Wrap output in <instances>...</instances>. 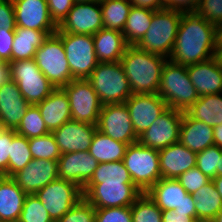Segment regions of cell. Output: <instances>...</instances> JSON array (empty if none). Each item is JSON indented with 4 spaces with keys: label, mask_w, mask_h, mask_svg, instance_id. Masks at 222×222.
<instances>
[{
    "label": "cell",
    "mask_w": 222,
    "mask_h": 222,
    "mask_svg": "<svg viewBox=\"0 0 222 222\" xmlns=\"http://www.w3.org/2000/svg\"><path fill=\"white\" fill-rule=\"evenodd\" d=\"M216 39V25L195 11L183 12L169 60L185 66L209 60L214 57Z\"/></svg>",
    "instance_id": "1"
},
{
    "label": "cell",
    "mask_w": 222,
    "mask_h": 222,
    "mask_svg": "<svg viewBox=\"0 0 222 222\" xmlns=\"http://www.w3.org/2000/svg\"><path fill=\"white\" fill-rule=\"evenodd\" d=\"M168 58L128 45L120 62L132 94L157 93L162 69Z\"/></svg>",
    "instance_id": "2"
},
{
    "label": "cell",
    "mask_w": 222,
    "mask_h": 222,
    "mask_svg": "<svg viewBox=\"0 0 222 222\" xmlns=\"http://www.w3.org/2000/svg\"><path fill=\"white\" fill-rule=\"evenodd\" d=\"M157 94L167 103L168 108L186 112L199 95L192 84L187 66L166 61L160 78Z\"/></svg>",
    "instance_id": "3"
},
{
    "label": "cell",
    "mask_w": 222,
    "mask_h": 222,
    "mask_svg": "<svg viewBox=\"0 0 222 222\" xmlns=\"http://www.w3.org/2000/svg\"><path fill=\"white\" fill-rule=\"evenodd\" d=\"M183 11L176 9L154 10L150 27L136 46L146 52L169 59Z\"/></svg>",
    "instance_id": "4"
},
{
    "label": "cell",
    "mask_w": 222,
    "mask_h": 222,
    "mask_svg": "<svg viewBox=\"0 0 222 222\" xmlns=\"http://www.w3.org/2000/svg\"><path fill=\"white\" fill-rule=\"evenodd\" d=\"M102 105L125 103L132 95L121 62L98 63L87 78Z\"/></svg>",
    "instance_id": "5"
},
{
    "label": "cell",
    "mask_w": 222,
    "mask_h": 222,
    "mask_svg": "<svg viewBox=\"0 0 222 222\" xmlns=\"http://www.w3.org/2000/svg\"><path fill=\"white\" fill-rule=\"evenodd\" d=\"M123 162L136 187L146 193L161 178L159 151L139 141L129 144Z\"/></svg>",
    "instance_id": "6"
},
{
    "label": "cell",
    "mask_w": 222,
    "mask_h": 222,
    "mask_svg": "<svg viewBox=\"0 0 222 222\" xmlns=\"http://www.w3.org/2000/svg\"><path fill=\"white\" fill-rule=\"evenodd\" d=\"M10 79L18 85L30 105H36L48 97L56 87L46 78L34 59L9 63Z\"/></svg>",
    "instance_id": "7"
},
{
    "label": "cell",
    "mask_w": 222,
    "mask_h": 222,
    "mask_svg": "<svg viewBox=\"0 0 222 222\" xmlns=\"http://www.w3.org/2000/svg\"><path fill=\"white\" fill-rule=\"evenodd\" d=\"M34 60L56 88H62L73 80L62 40L55 33L44 40L37 49Z\"/></svg>",
    "instance_id": "8"
},
{
    "label": "cell",
    "mask_w": 222,
    "mask_h": 222,
    "mask_svg": "<svg viewBox=\"0 0 222 222\" xmlns=\"http://www.w3.org/2000/svg\"><path fill=\"white\" fill-rule=\"evenodd\" d=\"M66 52L72 79H87L99 63L93 35L56 32Z\"/></svg>",
    "instance_id": "9"
},
{
    "label": "cell",
    "mask_w": 222,
    "mask_h": 222,
    "mask_svg": "<svg viewBox=\"0 0 222 222\" xmlns=\"http://www.w3.org/2000/svg\"><path fill=\"white\" fill-rule=\"evenodd\" d=\"M55 222L82 198V188L72 181L57 178L35 193Z\"/></svg>",
    "instance_id": "10"
},
{
    "label": "cell",
    "mask_w": 222,
    "mask_h": 222,
    "mask_svg": "<svg viewBox=\"0 0 222 222\" xmlns=\"http://www.w3.org/2000/svg\"><path fill=\"white\" fill-rule=\"evenodd\" d=\"M67 94L72 120L97 125L102 104L87 79H73L62 87Z\"/></svg>",
    "instance_id": "11"
},
{
    "label": "cell",
    "mask_w": 222,
    "mask_h": 222,
    "mask_svg": "<svg viewBox=\"0 0 222 222\" xmlns=\"http://www.w3.org/2000/svg\"><path fill=\"white\" fill-rule=\"evenodd\" d=\"M82 192L94 208L132 206L142 194L135 184L121 183L86 184Z\"/></svg>",
    "instance_id": "12"
},
{
    "label": "cell",
    "mask_w": 222,
    "mask_h": 222,
    "mask_svg": "<svg viewBox=\"0 0 222 222\" xmlns=\"http://www.w3.org/2000/svg\"><path fill=\"white\" fill-rule=\"evenodd\" d=\"M97 130L116 141L132 144L138 141L125 103L102 105Z\"/></svg>",
    "instance_id": "13"
},
{
    "label": "cell",
    "mask_w": 222,
    "mask_h": 222,
    "mask_svg": "<svg viewBox=\"0 0 222 222\" xmlns=\"http://www.w3.org/2000/svg\"><path fill=\"white\" fill-rule=\"evenodd\" d=\"M183 112L168 108L151 126L139 136L145 147L160 150L179 142Z\"/></svg>",
    "instance_id": "14"
},
{
    "label": "cell",
    "mask_w": 222,
    "mask_h": 222,
    "mask_svg": "<svg viewBox=\"0 0 222 222\" xmlns=\"http://www.w3.org/2000/svg\"><path fill=\"white\" fill-rule=\"evenodd\" d=\"M125 104L138 137L168 109L167 103L157 93L132 94Z\"/></svg>",
    "instance_id": "15"
},
{
    "label": "cell",
    "mask_w": 222,
    "mask_h": 222,
    "mask_svg": "<svg viewBox=\"0 0 222 222\" xmlns=\"http://www.w3.org/2000/svg\"><path fill=\"white\" fill-rule=\"evenodd\" d=\"M102 28L100 2H75L57 32L94 35Z\"/></svg>",
    "instance_id": "16"
},
{
    "label": "cell",
    "mask_w": 222,
    "mask_h": 222,
    "mask_svg": "<svg viewBox=\"0 0 222 222\" xmlns=\"http://www.w3.org/2000/svg\"><path fill=\"white\" fill-rule=\"evenodd\" d=\"M12 178L26 194H35L51 181L59 178L58 161L32 159L25 168L15 173Z\"/></svg>",
    "instance_id": "17"
},
{
    "label": "cell",
    "mask_w": 222,
    "mask_h": 222,
    "mask_svg": "<svg viewBox=\"0 0 222 222\" xmlns=\"http://www.w3.org/2000/svg\"><path fill=\"white\" fill-rule=\"evenodd\" d=\"M96 130V125L71 119L51 133L61 154H64L88 151Z\"/></svg>",
    "instance_id": "18"
},
{
    "label": "cell",
    "mask_w": 222,
    "mask_h": 222,
    "mask_svg": "<svg viewBox=\"0 0 222 222\" xmlns=\"http://www.w3.org/2000/svg\"><path fill=\"white\" fill-rule=\"evenodd\" d=\"M98 165L99 162L88 151L64 153L58 159V176L83 189Z\"/></svg>",
    "instance_id": "19"
},
{
    "label": "cell",
    "mask_w": 222,
    "mask_h": 222,
    "mask_svg": "<svg viewBox=\"0 0 222 222\" xmlns=\"http://www.w3.org/2000/svg\"><path fill=\"white\" fill-rule=\"evenodd\" d=\"M16 27L39 31H57L46 0H14Z\"/></svg>",
    "instance_id": "20"
},
{
    "label": "cell",
    "mask_w": 222,
    "mask_h": 222,
    "mask_svg": "<svg viewBox=\"0 0 222 222\" xmlns=\"http://www.w3.org/2000/svg\"><path fill=\"white\" fill-rule=\"evenodd\" d=\"M29 107L15 81L9 80L0 87V113L5 129L16 130Z\"/></svg>",
    "instance_id": "21"
},
{
    "label": "cell",
    "mask_w": 222,
    "mask_h": 222,
    "mask_svg": "<svg viewBox=\"0 0 222 222\" xmlns=\"http://www.w3.org/2000/svg\"><path fill=\"white\" fill-rule=\"evenodd\" d=\"M158 151L162 178L177 179L181 174L196 167L197 153L192 152L180 142Z\"/></svg>",
    "instance_id": "22"
},
{
    "label": "cell",
    "mask_w": 222,
    "mask_h": 222,
    "mask_svg": "<svg viewBox=\"0 0 222 222\" xmlns=\"http://www.w3.org/2000/svg\"><path fill=\"white\" fill-rule=\"evenodd\" d=\"M187 71L199 97L222 93V69L214 57L188 65Z\"/></svg>",
    "instance_id": "23"
},
{
    "label": "cell",
    "mask_w": 222,
    "mask_h": 222,
    "mask_svg": "<svg viewBox=\"0 0 222 222\" xmlns=\"http://www.w3.org/2000/svg\"><path fill=\"white\" fill-rule=\"evenodd\" d=\"M179 142L192 152H202L207 147L214 145L213 127L192 118L187 112H183Z\"/></svg>",
    "instance_id": "24"
},
{
    "label": "cell",
    "mask_w": 222,
    "mask_h": 222,
    "mask_svg": "<svg viewBox=\"0 0 222 222\" xmlns=\"http://www.w3.org/2000/svg\"><path fill=\"white\" fill-rule=\"evenodd\" d=\"M36 106L50 132L72 119L69 99L62 88H56Z\"/></svg>",
    "instance_id": "25"
},
{
    "label": "cell",
    "mask_w": 222,
    "mask_h": 222,
    "mask_svg": "<svg viewBox=\"0 0 222 222\" xmlns=\"http://www.w3.org/2000/svg\"><path fill=\"white\" fill-rule=\"evenodd\" d=\"M26 195L12 177L0 176V219L2 222H18Z\"/></svg>",
    "instance_id": "26"
},
{
    "label": "cell",
    "mask_w": 222,
    "mask_h": 222,
    "mask_svg": "<svg viewBox=\"0 0 222 222\" xmlns=\"http://www.w3.org/2000/svg\"><path fill=\"white\" fill-rule=\"evenodd\" d=\"M93 41L99 63L119 62L128 47L122 32L107 28L94 34Z\"/></svg>",
    "instance_id": "27"
},
{
    "label": "cell",
    "mask_w": 222,
    "mask_h": 222,
    "mask_svg": "<svg viewBox=\"0 0 222 222\" xmlns=\"http://www.w3.org/2000/svg\"><path fill=\"white\" fill-rule=\"evenodd\" d=\"M56 32L16 27L12 46V61L34 59L37 49L44 40Z\"/></svg>",
    "instance_id": "28"
},
{
    "label": "cell",
    "mask_w": 222,
    "mask_h": 222,
    "mask_svg": "<svg viewBox=\"0 0 222 222\" xmlns=\"http://www.w3.org/2000/svg\"><path fill=\"white\" fill-rule=\"evenodd\" d=\"M146 194L164 211L179 207L187 192L177 179L161 178Z\"/></svg>",
    "instance_id": "29"
},
{
    "label": "cell",
    "mask_w": 222,
    "mask_h": 222,
    "mask_svg": "<svg viewBox=\"0 0 222 222\" xmlns=\"http://www.w3.org/2000/svg\"><path fill=\"white\" fill-rule=\"evenodd\" d=\"M192 196L195 201L194 206L198 222H211L222 210V198L212 180L198 189Z\"/></svg>",
    "instance_id": "30"
},
{
    "label": "cell",
    "mask_w": 222,
    "mask_h": 222,
    "mask_svg": "<svg viewBox=\"0 0 222 222\" xmlns=\"http://www.w3.org/2000/svg\"><path fill=\"white\" fill-rule=\"evenodd\" d=\"M128 146L129 144L116 141L96 130L88 152L99 163L115 162L123 160Z\"/></svg>",
    "instance_id": "31"
},
{
    "label": "cell",
    "mask_w": 222,
    "mask_h": 222,
    "mask_svg": "<svg viewBox=\"0 0 222 222\" xmlns=\"http://www.w3.org/2000/svg\"><path fill=\"white\" fill-rule=\"evenodd\" d=\"M192 118L212 127L222 123V93L203 95L186 111Z\"/></svg>",
    "instance_id": "32"
},
{
    "label": "cell",
    "mask_w": 222,
    "mask_h": 222,
    "mask_svg": "<svg viewBox=\"0 0 222 222\" xmlns=\"http://www.w3.org/2000/svg\"><path fill=\"white\" fill-rule=\"evenodd\" d=\"M153 14V10L132 5L122 32L128 45H136L143 38Z\"/></svg>",
    "instance_id": "33"
},
{
    "label": "cell",
    "mask_w": 222,
    "mask_h": 222,
    "mask_svg": "<svg viewBox=\"0 0 222 222\" xmlns=\"http://www.w3.org/2000/svg\"><path fill=\"white\" fill-rule=\"evenodd\" d=\"M131 7L129 0H100L103 28L123 32Z\"/></svg>",
    "instance_id": "34"
},
{
    "label": "cell",
    "mask_w": 222,
    "mask_h": 222,
    "mask_svg": "<svg viewBox=\"0 0 222 222\" xmlns=\"http://www.w3.org/2000/svg\"><path fill=\"white\" fill-rule=\"evenodd\" d=\"M101 183L134 184L123 160L99 163L87 184Z\"/></svg>",
    "instance_id": "35"
},
{
    "label": "cell",
    "mask_w": 222,
    "mask_h": 222,
    "mask_svg": "<svg viewBox=\"0 0 222 222\" xmlns=\"http://www.w3.org/2000/svg\"><path fill=\"white\" fill-rule=\"evenodd\" d=\"M28 138L18 135L12 130V144L8 160V177L25 168L32 160Z\"/></svg>",
    "instance_id": "36"
},
{
    "label": "cell",
    "mask_w": 222,
    "mask_h": 222,
    "mask_svg": "<svg viewBox=\"0 0 222 222\" xmlns=\"http://www.w3.org/2000/svg\"><path fill=\"white\" fill-rule=\"evenodd\" d=\"M15 132L28 139L50 133L36 105H30Z\"/></svg>",
    "instance_id": "37"
},
{
    "label": "cell",
    "mask_w": 222,
    "mask_h": 222,
    "mask_svg": "<svg viewBox=\"0 0 222 222\" xmlns=\"http://www.w3.org/2000/svg\"><path fill=\"white\" fill-rule=\"evenodd\" d=\"M131 212L132 222H163L162 210L146 193L135 200Z\"/></svg>",
    "instance_id": "38"
},
{
    "label": "cell",
    "mask_w": 222,
    "mask_h": 222,
    "mask_svg": "<svg viewBox=\"0 0 222 222\" xmlns=\"http://www.w3.org/2000/svg\"><path fill=\"white\" fill-rule=\"evenodd\" d=\"M28 141L33 159L58 161L61 156L59 147L51 132L40 137L30 138Z\"/></svg>",
    "instance_id": "39"
},
{
    "label": "cell",
    "mask_w": 222,
    "mask_h": 222,
    "mask_svg": "<svg viewBox=\"0 0 222 222\" xmlns=\"http://www.w3.org/2000/svg\"><path fill=\"white\" fill-rule=\"evenodd\" d=\"M18 222H54L35 194H27Z\"/></svg>",
    "instance_id": "40"
},
{
    "label": "cell",
    "mask_w": 222,
    "mask_h": 222,
    "mask_svg": "<svg viewBox=\"0 0 222 222\" xmlns=\"http://www.w3.org/2000/svg\"><path fill=\"white\" fill-rule=\"evenodd\" d=\"M221 154L222 149L217 145L207 147L202 152L197 153L196 167L212 180L217 176Z\"/></svg>",
    "instance_id": "41"
},
{
    "label": "cell",
    "mask_w": 222,
    "mask_h": 222,
    "mask_svg": "<svg viewBox=\"0 0 222 222\" xmlns=\"http://www.w3.org/2000/svg\"><path fill=\"white\" fill-rule=\"evenodd\" d=\"M55 222H95V208L82 198Z\"/></svg>",
    "instance_id": "42"
},
{
    "label": "cell",
    "mask_w": 222,
    "mask_h": 222,
    "mask_svg": "<svg viewBox=\"0 0 222 222\" xmlns=\"http://www.w3.org/2000/svg\"><path fill=\"white\" fill-rule=\"evenodd\" d=\"M194 11L216 26L222 23V0H195Z\"/></svg>",
    "instance_id": "43"
},
{
    "label": "cell",
    "mask_w": 222,
    "mask_h": 222,
    "mask_svg": "<svg viewBox=\"0 0 222 222\" xmlns=\"http://www.w3.org/2000/svg\"><path fill=\"white\" fill-rule=\"evenodd\" d=\"M95 222H132L131 206L95 208Z\"/></svg>",
    "instance_id": "44"
},
{
    "label": "cell",
    "mask_w": 222,
    "mask_h": 222,
    "mask_svg": "<svg viewBox=\"0 0 222 222\" xmlns=\"http://www.w3.org/2000/svg\"><path fill=\"white\" fill-rule=\"evenodd\" d=\"M177 180L189 194H194L198 189L211 181V179L204 175L197 167H193L181 174Z\"/></svg>",
    "instance_id": "45"
},
{
    "label": "cell",
    "mask_w": 222,
    "mask_h": 222,
    "mask_svg": "<svg viewBox=\"0 0 222 222\" xmlns=\"http://www.w3.org/2000/svg\"><path fill=\"white\" fill-rule=\"evenodd\" d=\"M51 20L58 27L66 18L75 0H46Z\"/></svg>",
    "instance_id": "46"
},
{
    "label": "cell",
    "mask_w": 222,
    "mask_h": 222,
    "mask_svg": "<svg viewBox=\"0 0 222 222\" xmlns=\"http://www.w3.org/2000/svg\"><path fill=\"white\" fill-rule=\"evenodd\" d=\"M11 144L12 130L5 129L0 135V176L8 177V160Z\"/></svg>",
    "instance_id": "47"
},
{
    "label": "cell",
    "mask_w": 222,
    "mask_h": 222,
    "mask_svg": "<svg viewBox=\"0 0 222 222\" xmlns=\"http://www.w3.org/2000/svg\"><path fill=\"white\" fill-rule=\"evenodd\" d=\"M0 28L16 29L14 5L11 0H0Z\"/></svg>",
    "instance_id": "48"
},
{
    "label": "cell",
    "mask_w": 222,
    "mask_h": 222,
    "mask_svg": "<svg viewBox=\"0 0 222 222\" xmlns=\"http://www.w3.org/2000/svg\"><path fill=\"white\" fill-rule=\"evenodd\" d=\"M15 30L0 28V56L8 63L12 62V46Z\"/></svg>",
    "instance_id": "49"
},
{
    "label": "cell",
    "mask_w": 222,
    "mask_h": 222,
    "mask_svg": "<svg viewBox=\"0 0 222 222\" xmlns=\"http://www.w3.org/2000/svg\"><path fill=\"white\" fill-rule=\"evenodd\" d=\"M195 0H161V9H176L183 12L194 11Z\"/></svg>",
    "instance_id": "50"
},
{
    "label": "cell",
    "mask_w": 222,
    "mask_h": 222,
    "mask_svg": "<svg viewBox=\"0 0 222 222\" xmlns=\"http://www.w3.org/2000/svg\"><path fill=\"white\" fill-rule=\"evenodd\" d=\"M194 205L195 201L192 194L187 193L181 205L176 207L174 210L177 214H187L190 217H194L196 219V210Z\"/></svg>",
    "instance_id": "51"
},
{
    "label": "cell",
    "mask_w": 222,
    "mask_h": 222,
    "mask_svg": "<svg viewBox=\"0 0 222 222\" xmlns=\"http://www.w3.org/2000/svg\"><path fill=\"white\" fill-rule=\"evenodd\" d=\"M163 222H198L187 214H177L174 209L162 211Z\"/></svg>",
    "instance_id": "52"
},
{
    "label": "cell",
    "mask_w": 222,
    "mask_h": 222,
    "mask_svg": "<svg viewBox=\"0 0 222 222\" xmlns=\"http://www.w3.org/2000/svg\"><path fill=\"white\" fill-rule=\"evenodd\" d=\"M133 6L143 7L150 10H160L161 0H129Z\"/></svg>",
    "instance_id": "53"
},
{
    "label": "cell",
    "mask_w": 222,
    "mask_h": 222,
    "mask_svg": "<svg viewBox=\"0 0 222 222\" xmlns=\"http://www.w3.org/2000/svg\"><path fill=\"white\" fill-rule=\"evenodd\" d=\"M214 131V145L222 149V123L213 127Z\"/></svg>",
    "instance_id": "54"
},
{
    "label": "cell",
    "mask_w": 222,
    "mask_h": 222,
    "mask_svg": "<svg viewBox=\"0 0 222 222\" xmlns=\"http://www.w3.org/2000/svg\"><path fill=\"white\" fill-rule=\"evenodd\" d=\"M10 79L9 66H0V87L7 83Z\"/></svg>",
    "instance_id": "55"
},
{
    "label": "cell",
    "mask_w": 222,
    "mask_h": 222,
    "mask_svg": "<svg viewBox=\"0 0 222 222\" xmlns=\"http://www.w3.org/2000/svg\"><path fill=\"white\" fill-rule=\"evenodd\" d=\"M216 47H222V23L216 26Z\"/></svg>",
    "instance_id": "56"
},
{
    "label": "cell",
    "mask_w": 222,
    "mask_h": 222,
    "mask_svg": "<svg viewBox=\"0 0 222 222\" xmlns=\"http://www.w3.org/2000/svg\"><path fill=\"white\" fill-rule=\"evenodd\" d=\"M215 188L217 189V192L220 194L222 198V176H216L215 178L212 179Z\"/></svg>",
    "instance_id": "57"
},
{
    "label": "cell",
    "mask_w": 222,
    "mask_h": 222,
    "mask_svg": "<svg viewBox=\"0 0 222 222\" xmlns=\"http://www.w3.org/2000/svg\"><path fill=\"white\" fill-rule=\"evenodd\" d=\"M214 58L217 61L218 66L222 69V47H216Z\"/></svg>",
    "instance_id": "58"
},
{
    "label": "cell",
    "mask_w": 222,
    "mask_h": 222,
    "mask_svg": "<svg viewBox=\"0 0 222 222\" xmlns=\"http://www.w3.org/2000/svg\"><path fill=\"white\" fill-rule=\"evenodd\" d=\"M211 222H222V210L215 216Z\"/></svg>",
    "instance_id": "59"
},
{
    "label": "cell",
    "mask_w": 222,
    "mask_h": 222,
    "mask_svg": "<svg viewBox=\"0 0 222 222\" xmlns=\"http://www.w3.org/2000/svg\"><path fill=\"white\" fill-rule=\"evenodd\" d=\"M217 176H222V154H221V160L219 162V169H217Z\"/></svg>",
    "instance_id": "60"
},
{
    "label": "cell",
    "mask_w": 222,
    "mask_h": 222,
    "mask_svg": "<svg viewBox=\"0 0 222 222\" xmlns=\"http://www.w3.org/2000/svg\"><path fill=\"white\" fill-rule=\"evenodd\" d=\"M0 66H9V63L0 56Z\"/></svg>",
    "instance_id": "61"
},
{
    "label": "cell",
    "mask_w": 222,
    "mask_h": 222,
    "mask_svg": "<svg viewBox=\"0 0 222 222\" xmlns=\"http://www.w3.org/2000/svg\"><path fill=\"white\" fill-rule=\"evenodd\" d=\"M75 2H100V0H75Z\"/></svg>",
    "instance_id": "62"
},
{
    "label": "cell",
    "mask_w": 222,
    "mask_h": 222,
    "mask_svg": "<svg viewBox=\"0 0 222 222\" xmlns=\"http://www.w3.org/2000/svg\"><path fill=\"white\" fill-rule=\"evenodd\" d=\"M4 130H5V127L3 125H0V135L3 133Z\"/></svg>",
    "instance_id": "63"
},
{
    "label": "cell",
    "mask_w": 222,
    "mask_h": 222,
    "mask_svg": "<svg viewBox=\"0 0 222 222\" xmlns=\"http://www.w3.org/2000/svg\"><path fill=\"white\" fill-rule=\"evenodd\" d=\"M0 125H2V117H1V113H0Z\"/></svg>",
    "instance_id": "64"
}]
</instances>
